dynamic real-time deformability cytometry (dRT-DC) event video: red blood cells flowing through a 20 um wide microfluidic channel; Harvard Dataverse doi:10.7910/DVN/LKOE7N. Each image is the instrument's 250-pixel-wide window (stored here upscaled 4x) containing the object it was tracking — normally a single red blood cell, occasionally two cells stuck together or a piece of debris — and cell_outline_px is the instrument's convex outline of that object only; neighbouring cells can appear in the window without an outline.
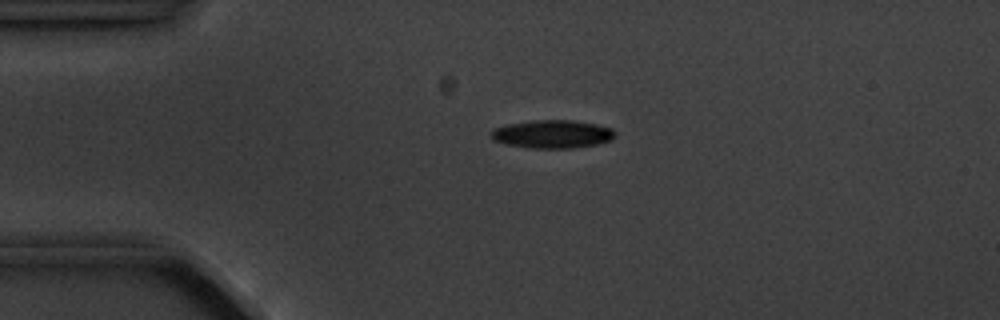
{"species": "common noctule bat (a hibernating species)", "species_latin": "Nyctalus noctula", "temperature_condition": "cold", "stored_images_in_passage": 5, "camera_frame_rate_fps": 3000, "um_per_image_px": 0.085, "animal": {"sex": "male", "body_mass_g": 20.1, "forearm_length_mm": 53.5}, "frame": {"image": 1, "passage_image": 4, "time_ms": 3.333, "image_size_px": [1000, 320], "cell_outline_px": [[616, 136], [608, 140], [596, 144], [572, 148], [532, 148], [508, 144], [492, 140], [488, 136], [488, 132], [492, 128], [508, 124], [532, 120], [572, 120], [596, 124], [612, 128], [616, 132]], "centroid_in_image_um": [46.89, 11.39], "position_along_channel_um": 38.1, "area_um2": 20.46}}